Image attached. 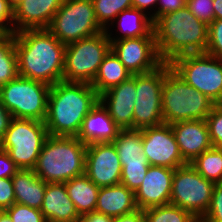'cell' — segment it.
<instances>
[{
	"instance_id": "obj_11",
	"label": "cell",
	"mask_w": 222,
	"mask_h": 222,
	"mask_svg": "<svg viewBox=\"0 0 222 222\" xmlns=\"http://www.w3.org/2000/svg\"><path fill=\"white\" fill-rule=\"evenodd\" d=\"M214 186V182L187 163L174 170L170 204L185 209L200 221L210 207Z\"/></svg>"
},
{
	"instance_id": "obj_38",
	"label": "cell",
	"mask_w": 222,
	"mask_h": 222,
	"mask_svg": "<svg viewBox=\"0 0 222 222\" xmlns=\"http://www.w3.org/2000/svg\"><path fill=\"white\" fill-rule=\"evenodd\" d=\"M0 34H14L13 7L8 0H0Z\"/></svg>"
},
{
	"instance_id": "obj_42",
	"label": "cell",
	"mask_w": 222,
	"mask_h": 222,
	"mask_svg": "<svg viewBox=\"0 0 222 222\" xmlns=\"http://www.w3.org/2000/svg\"><path fill=\"white\" fill-rule=\"evenodd\" d=\"M12 119V114L7 110L0 100V140L8 130Z\"/></svg>"
},
{
	"instance_id": "obj_26",
	"label": "cell",
	"mask_w": 222,
	"mask_h": 222,
	"mask_svg": "<svg viewBox=\"0 0 222 222\" xmlns=\"http://www.w3.org/2000/svg\"><path fill=\"white\" fill-rule=\"evenodd\" d=\"M132 73L122 64L116 54L110 50L100 64L98 72L91 83L98 95L128 80Z\"/></svg>"
},
{
	"instance_id": "obj_48",
	"label": "cell",
	"mask_w": 222,
	"mask_h": 222,
	"mask_svg": "<svg viewBox=\"0 0 222 222\" xmlns=\"http://www.w3.org/2000/svg\"><path fill=\"white\" fill-rule=\"evenodd\" d=\"M23 0H8L9 4L14 8L17 4H19Z\"/></svg>"
},
{
	"instance_id": "obj_1",
	"label": "cell",
	"mask_w": 222,
	"mask_h": 222,
	"mask_svg": "<svg viewBox=\"0 0 222 222\" xmlns=\"http://www.w3.org/2000/svg\"><path fill=\"white\" fill-rule=\"evenodd\" d=\"M20 77L54 85L63 81L66 45L48 29L14 33Z\"/></svg>"
},
{
	"instance_id": "obj_16",
	"label": "cell",
	"mask_w": 222,
	"mask_h": 222,
	"mask_svg": "<svg viewBox=\"0 0 222 222\" xmlns=\"http://www.w3.org/2000/svg\"><path fill=\"white\" fill-rule=\"evenodd\" d=\"M174 170L164 166H149L141 186L135 192L138 209L144 211L170 204Z\"/></svg>"
},
{
	"instance_id": "obj_14",
	"label": "cell",
	"mask_w": 222,
	"mask_h": 222,
	"mask_svg": "<svg viewBox=\"0 0 222 222\" xmlns=\"http://www.w3.org/2000/svg\"><path fill=\"white\" fill-rule=\"evenodd\" d=\"M144 154L149 165L171 169L184 166L179 146L170 124L141 129Z\"/></svg>"
},
{
	"instance_id": "obj_20",
	"label": "cell",
	"mask_w": 222,
	"mask_h": 222,
	"mask_svg": "<svg viewBox=\"0 0 222 222\" xmlns=\"http://www.w3.org/2000/svg\"><path fill=\"white\" fill-rule=\"evenodd\" d=\"M120 129L107 109L98 101L84 117L76 137L86 146L93 143L113 142Z\"/></svg>"
},
{
	"instance_id": "obj_24",
	"label": "cell",
	"mask_w": 222,
	"mask_h": 222,
	"mask_svg": "<svg viewBox=\"0 0 222 222\" xmlns=\"http://www.w3.org/2000/svg\"><path fill=\"white\" fill-rule=\"evenodd\" d=\"M121 165H149L144 154L140 129H120L113 140Z\"/></svg>"
},
{
	"instance_id": "obj_30",
	"label": "cell",
	"mask_w": 222,
	"mask_h": 222,
	"mask_svg": "<svg viewBox=\"0 0 222 222\" xmlns=\"http://www.w3.org/2000/svg\"><path fill=\"white\" fill-rule=\"evenodd\" d=\"M145 222H199L190 212L172 204L143 211Z\"/></svg>"
},
{
	"instance_id": "obj_12",
	"label": "cell",
	"mask_w": 222,
	"mask_h": 222,
	"mask_svg": "<svg viewBox=\"0 0 222 222\" xmlns=\"http://www.w3.org/2000/svg\"><path fill=\"white\" fill-rule=\"evenodd\" d=\"M170 68V63L164 62L151 72L135 74L133 128L141 130L164 123L161 96L164 75Z\"/></svg>"
},
{
	"instance_id": "obj_29",
	"label": "cell",
	"mask_w": 222,
	"mask_h": 222,
	"mask_svg": "<svg viewBox=\"0 0 222 222\" xmlns=\"http://www.w3.org/2000/svg\"><path fill=\"white\" fill-rule=\"evenodd\" d=\"M191 166L205 179L214 183L222 182V148L211 147L197 156Z\"/></svg>"
},
{
	"instance_id": "obj_18",
	"label": "cell",
	"mask_w": 222,
	"mask_h": 222,
	"mask_svg": "<svg viewBox=\"0 0 222 222\" xmlns=\"http://www.w3.org/2000/svg\"><path fill=\"white\" fill-rule=\"evenodd\" d=\"M64 0H23L13 8L14 33L47 29Z\"/></svg>"
},
{
	"instance_id": "obj_45",
	"label": "cell",
	"mask_w": 222,
	"mask_h": 222,
	"mask_svg": "<svg viewBox=\"0 0 222 222\" xmlns=\"http://www.w3.org/2000/svg\"><path fill=\"white\" fill-rule=\"evenodd\" d=\"M159 0H132V5L133 8H137L141 11H143L144 13L146 12L145 10H149V8H153L151 6H156L158 4ZM147 8V9H146Z\"/></svg>"
},
{
	"instance_id": "obj_19",
	"label": "cell",
	"mask_w": 222,
	"mask_h": 222,
	"mask_svg": "<svg viewBox=\"0 0 222 222\" xmlns=\"http://www.w3.org/2000/svg\"><path fill=\"white\" fill-rule=\"evenodd\" d=\"M170 125L186 163L212 147L206 120L179 121Z\"/></svg>"
},
{
	"instance_id": "obj_31",
	"label": "cell",
	"mask_w": 222,
	"mask_h": 222,
	"mask_svg": "<svg viewBox=\"0 0 222 222\" xmlns=\"http://www.w3.org/2000/svg\"><path fill=\"white\" fill-rule=\"evenodd\" d=\"M94 5L95 16L98 24L108 30L109 25H113L114 19L123 10L132 8V0H92ZM109 21L111 23H109ZM108 25V26H107Z\"/></svg>"
},
{
	"instance_id": "obj_44",
	"label": "cell",
	"mask_w": 222,
	"mask_h": 222,
	"mask_svg": "<svg viewBox=\"0 0 222 222\" xmlns=\"http://www.w3.org/2000/svg\"><path fill=\"white\" fill-rule=\"evenodd\" d=\"M112 222H145L144 213L142 210L138 209L127 215L113 217Z\"/></svg>"
},
{
	"instance_id": "obj_36",
	"label": "cell",
	"mask_w": 222,
	"mask_h": 222,
	"mask_svg": "<svg viewBox=\"0 0 222 222\" xmlns=\"http://www.w3.org/2000/svg\"><path fill=\"white\" fill-rule=\"evenodd\" d=\"M206 53L222 59V19H215L208 27Z\"/></svg>"
},
{
	"instance_id": "obj_9",
	"label": "cell",
	"mask_w": 222,
	"mask_h": 222,
	"mask_svg": "<svg viewBox=\"0 0 222 222\" xmlns=\"http://www.w3.org/2000/svg\"><path fill=\"white\" fill-rule=\"evenodd\" d=\"M51 86L18 76L0 87V100L13 118L44 122Z\"/></svg>"
},
{
	"instance_id": "obj_46",
	"label": "cell",
	"mask_w": 222,
	"mask_h": 222,
	"mask_svg": "<svg viewBox=\"0 0 222 222\" xmlns=\"http://www.w3.org/2000/svg\"><path fill=\"white\" fill-rule=\"evenodd\" d=\"M215 19H222V0H213Z\"/></svg>"
},
{
	"instance_id": "obj_17",
	"label": "cell",
	"mask_w": 222,
	"mask_h": 222,
	"mask_svg": "<svg viewBox=\"0 0 222 222\" xmlns=\"http://www.w3.org/2000/svg\"><path fill=\"white\" fill-rule=\"evenodd\" d=\"M135 98V74L99 95V101L121 129L133 128Z\"/></svg>"
},
{
	"instance_id": "obj_47",
	"label": "cell",
	"mask_w": 222,
	"mask_h": 222,
	"mask_svg": "<svg viewBox=\"0 0 222 222\" xmlns=\"http://www.w3.org/2000/svg\"><path fill=\"white\" fill-rule=\"evenodd\" d=\"M0 222H13L5 210H0Z\"/></svg>"
},
{
	"instance_id": "obj_41",
	"label": "cell",
	"mask_w": 222,
	"mask_h": 222,
	"mask_svg": "<svg viewBox=\"0 0 222 222\" xmlns=\"http://www.w3.org/2000/svg\"><path fill=\"white\" fill-rule=\"evenodd\" d=\"M158 9L150 15L152 21L154 22L159 16L164 15L166 13L174 12L185 5L184 0H159L158 1Z\"/></svg>"
},
{
	"instance_id": "obj_23",
	"label": "cell",
	"mask_w": 222,
	"mask_h": 222,
	"mask_svg": "<svg viewBox=\"0 0 222 222\" xmlns=\"http://www.w3.org/2000/svg\"><path fill=\"white\" fill-rule=\"evenodd\" d=\"M12 183L15 203L41 209L46 189V182L33 170L20 169L13 177Z\"/></svg>"
},
{
	"instance_id": "obj_10",
	"label": "cell",
	"mask_w": 222,
	"mask_h": 222,
	"mask_svg": "<svg viewBox=\"0 0 222 222\" xmlns=\"http://www.w3.org/2000/svg\"><path fill=\"white\" fill-rule=\"evenodd\" d=\"M47 29L65 45L104 31L92 0H64Z\"/></svg>"
},
{
	"instance_id": "obj_40",
	"label": "cell",
	"mask_w": 222,
	"mask_h": 222,
	"mask_svg": "<svg viewBox=\"0 0 222 222\" xmlns=\"http://www.w3.org/2000/svg\"><path fill=\"white\" fill-rule=\"evenodd\" d=\"M19 170L8 152L0 149V178H12Z\"/></svg>"
},
{
	"instance_id": "obj_21",
	"label": "cell",
	"mask_w": 222,
	"mask_h": 222,
	"mask_svg": "<svg viewBox=\"0 0 222 222\" xmlns=\"http://www.w3.org/2000/svg\"><path fill=\"white\" fill-rule=\"evenodd\" d=\"M40 211L47 222H76L80 217L68 196L65 183H46Z\"/></svg>"
},
{
	"instance_id": "obj_43",
	"label": "cell",
	"mask_w": 222,
	"mask_h": 222,
	"mask_svg": "<svg viewBox=\"0 0 222 222\" xmlns=\"http://www.w3.org/2000/svg\"><path fill=\"white\" fill-rule=\"evenodd\" d=\"M113 217L98 212H90L82 215L76 222H112Z\"/></svg>"
},
{
	"instance_id": "obj_2",
	"label": "cell",
	"mask_w": 222,
	"mask_h": 222,
	"mask_svg": "<svg viewBox=\"0 0 222 222\" xmlns=\"http://www.w3.org/2000/svg\"><path fill=\"white\" fill-rule=\"evenodd\" d=\"M99 101L88 83L57 82L51 86L45 126L49 136H77L84 117Z\"/></svg>"
},
{
	"instance_id": "obj_15",
	"label": "cell",
	"mask_w": 222,
	"mask_h": 222,
	"mask_svg": "<svg viewBox=\"0 0 222 222\" xmlns=\"http://www.w3.org/2000/svg\"><path fill=\"white\" fill-rule=\"evenodd\" d=\"M122 165L113 142L87 145L85 175L98 187L120 184Z\"/></svg>"
},
{
	"instance_id": "obj_3",
	"label": "cell",
	"mask_w": 222,
	"mask_h": 222,
	"mask_svg": "<svg viewBox=\"0 0 222 222\" xmlns=\"http://www.w3.org/2000/svg\"><path fill=\"white\" fill-rule=\"evenodd\" d=\"M208 27L185 5L159 16L153 22V31L161 60L170 63L183 54L206 53Z\"/></svg>"
},
{
	"instance_id": "obj_34",
	"label": "cell",
	"mask_w": 222,
	"mask_h": 222,
	"mask_svg": "<svg viewBox=\"0 0 222 222\" xmlns=\"http://www.w3.org/2000/svg\"><path fill=\"white\" fill-rule=\"evenodd\" d=\"M212 147L222 148V104H215L206 117Z\"/></svg>"
},
{
	"instance_id": "obj_37",
	"label": "cell",
	"mask_w": 222,
	"mask_h": 222,
	"mask_svg": "<svg viewBox=\"0 0 222 222\" xmlns=\"http://www.w3.org/2000/svg\"><path fill=\"white\" fill-rule=\"evenodd\" d=\"M199 222H222V182L215 183L210 207Z\"/></svg>"
},
{
	"instance_id": "obj_22",
	"label": "cell",
	"mask_w": 222,
	"mask_h": 222,
	"mask_svg": "<svg viewBox=\"0 0 222 222\" xmlns=\"http://www.w3.org/2000/svg\"><path fill=\"white\" fill-rule=\"evenodd\" d=\"M138 210L135 192L125 185L100 187L95 212L111 217L127 215Z\"/></svg>"
},
{
	"instance_id": "obj_7",
	"label": "cell",
	"mask_w": 222,
	"mask_h": 222,
	"mask_svg": "<svg viewBox=\"0 0 222 222\" xmlns=\"http://www.w3.org/2000/svg\"><path fill=\"white\" fill-rule=\"evenodd\" d=\"M170 65L188 85L222 104V59L207 53L183 54Z\"/></svg>"
},
{
	"instance_id": "obj_8",
	"label": "cell",
	"mask_w": 222,
	"mask_h": 222,
	"mask_svg": "<svg viewBox=\"0 0 222 222\" xmlns=\"http://www.w3.org/2000/svg\"><path fill=\"white\" fill-rule=\"evenodd\" d=\"M48 136L44 122L13 118L0 140V149L8 152L19 169L33 170Z\"/></svg>"
},
{
	"instance_id": "obj_33",
	"label": "cell",
	"mask_w": 222,
	"mask_h": 222,
	"mask_svg": "<svg viewBox=\"0 0 222 222\" xmlns=\"http://www.w3.org/2000/svg\"><path fill=\"white\" fill-rule=\"evenodd\" d=\"M13 222H47L43 213L26 205L14 203L5 210Z\"/></svg>"
},
{
	"instance_id": "obj_13",
	"label": "cell",
	"mask_w": 222,
	"mask_h": 222,
	"mask_svg": "<svg viewBox=\"0 0 222 222\" xmlns=\"http://www.w3.org/2000/svg\"><path fill=\"white\" fill-rule=\"evenodd\" d=\"M111 50L133 74L151 72L161 66L155 36L110 40Z\"/></svg>"
},
{
	"instance_id": "obj_27",
	"label": "cell",
	"mask_w": 222,
	"mask_h": 222,
	"mask_svg": "<svg viewBox=\"0 0 222 222\" xmlns=\"http://www.w3.org/2000/svg\"><path fill=\"white\" fill-rule=\"evenodd\" d=\"M68 196L74 203L79 216L94 212L100 187L85 174L64 182Z\"/></svg>"
},
{
	"instance_id": "obj_32",
	"label": "cell",
	"mask_w": 222,
	"mask_h": 222,
	"mask_svg": "<svg viewBox=\"0 0 222 222\" xmlns=\"http://www.w3.org/2000/svg\"><path fill=\"white\" fill-rule=\"evenodd\" d=\"M150 165H122L121 181L128 189L136 192L141 186Z\"/></svg>"
},
{
	"instance_id": "obj_25",
	"label": "cell",
	"mask_w": 222,
	"mask_h": 222,
	"mask_svg": "<svg viewBox=\"0 0 222 222\" xmlns=\"http://www.w3.org/2000/svg\"><path fill=\"white\" fill-rule=\"evenodd\" d=\"M117 21L122 36L116 38L111 37V33L106 30L109 40H121L126 38H137L143 36H155L153 31L152 18L144 14L143 11L137 8H129L123 10L114 21Z\"/></svg>"
},
{
	"instance_id": "obj_28",
	"label": "cell",
	"mask_w": 222,
	"mask_h": 222,
	"mask_svg": "<svg viewBox=\"0 0 222 222\" xmlns=\"http://www.w3.org/2000/svg\"><path fill=\"white\" fill-rule=\"evenodd\" d=\"M18 76V57L14 46V34H0V87Z\"/></svg>"
},
{
	"instance_id": "obj_6",
	"label": "cell",
	"mask_w": 222,
	"mask_h": 222,
	"mask_svg": "<svg viewBox=\"0 0 222 222\" xmlns=\"http://www.w3.org/2000/svg\"><path fill=\"white\" fill-rule=\"evenodd\" d=\"M111 50L106 30L66 45L63 81L91 84Z\"/></svg>"
},
{
	"instance_id": "obj_39",
	"label": "cell",
	"mask_w": 222,
	"mask_h": 222,
	"mask_svg": "<svg viewBox=\"0 0 222 222\" xmlns=\"http://www.w3.org/2000/svg\"><path fill=\"white\" fill-rule=\"evenodd\" d=\"M15 203L12 178H0V210H6Z\"/></svg>"
},
{
	"instance_id": "obj_5",
	"label": "cell",
	"mask_w": 222,
	"mask_h": 222,
	"mask_svg": "<svg viewBox=\"0 0 222 222\" xmlns=\"http://www.w3.org/2000/svg\"><path fill=\"white\" fill-rule=\"evenodd\" d=\"M162 113L165 124L187 120H206L215 103L188 85L172 68L164 75Z\"/></svg>"
},
{
	"instance_id": "obj_4",
	"label": "cell",
	"mask_w": 222,
	"mask_h": 222,
	"mask_svg": "<svg viewBox=\"0 0 222 222\" xmlns=\"http://www.w3.org/2000/svg\"><path fill=\"white\" fill-rule=\"evenodd\" d=\"M87 146L76 136H48L33 168L46 183H64L85 174Z\"/></svg>"
},
{
	"instance_id": "obj_35",
	"label": "cell",
	"mask_w": 222,
	"mask_h": 222,
	"mask_svg": "<svg viewBox=\"0 0 222 222\" xmlns=\"http://www.w3.org/2000/svg\"><path fill=\"white\" fill-rule=\"evenodd\" d=\"M185 6L197 19L208 26L215 20L213 0H186Z\"/></svg>"
}]
</instances>
